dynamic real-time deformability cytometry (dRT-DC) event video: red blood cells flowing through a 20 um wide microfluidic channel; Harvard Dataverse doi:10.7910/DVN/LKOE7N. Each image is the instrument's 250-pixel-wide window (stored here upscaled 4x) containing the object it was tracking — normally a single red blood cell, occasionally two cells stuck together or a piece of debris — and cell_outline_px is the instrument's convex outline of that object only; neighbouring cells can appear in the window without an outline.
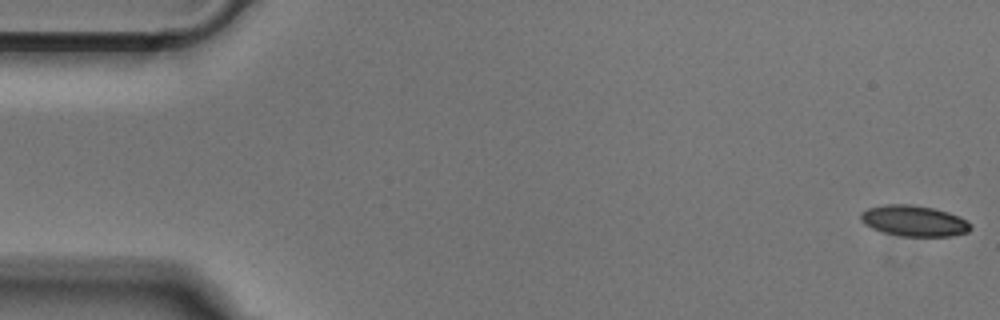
{"species": "Egyptian fruit bat (a non-hibernating species)", "species_latin": "Rousettus aegyptiacus", "temperature_condition": "cold", "stored_images_in_passage": 52, "camera_frame_rate_fps": 3000, "um_per_image_px": 0.085, "animal": {"sex": "male"}, "frame": {"image": 1, "passage_image": 1, "time_ms": 0.0, "image_size_px": [1000, 320], "cell_outline_px": [[972, 228], [968, 232], [952, 236], [900, 236], [884, 232], [872, 228], [864, 224], [860, 220], [860, 212], [868, 208], [888, 204], [912, 204], [932, 208], [948, 212], [972, 224]], "centroid_in_image_um": [77.67, 18.77], "position_along_channel_um": 7.3, "area_um2": 19.71}}
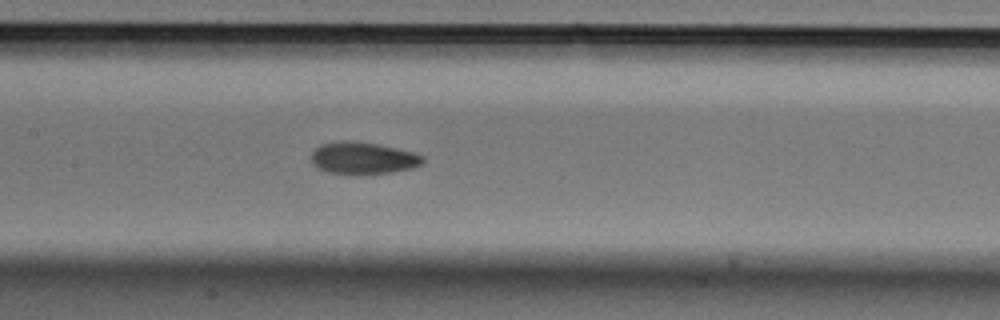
{"frame": {"image": 2, "passage_image": 24, "time_ms": 7.667, "image_size_px": [1000, 320], "cell_outline_px": [[424, 164], [412, 168], [392, 172], [352, 176], [348, 176], [328, 172], [316, 168], [312, 164], [312, 152], [320, 144], [340, 140], [352, 140], [380, 144], [412, 152], [424, 156]], "centroid_in_image_um": [30.83, 13.46], "position_along_channel_um": 176.6, "area_um2": 21.5}}
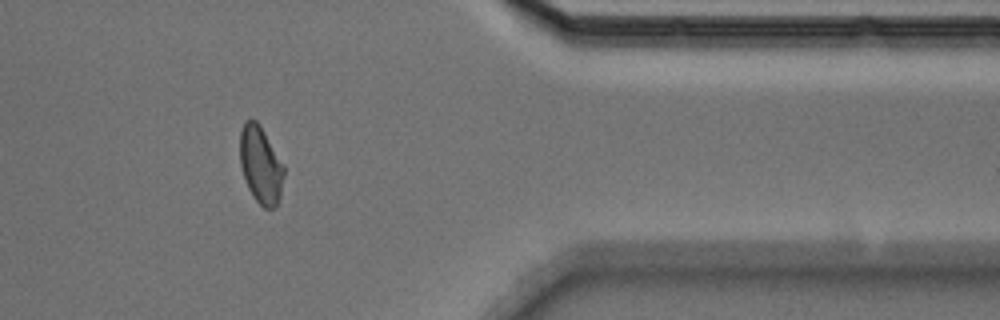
{"frame": {"image": 3, "passage_image": 42, "time_ms": 13.667, "image_size_px": [1000, 320], "cell_outline_px": [[284, 176], [280, 196], [276, 204], [272, 208], [264, 208], [252, 196], [248, 188], [240, 164], [240, 132], [244, 120], [256, 120], [260, 124], [284, 164]], "centroid_in_image_um": [22.16, 13.99], "position_along_channel_um": 389.2, "area_um2": 19.83}}